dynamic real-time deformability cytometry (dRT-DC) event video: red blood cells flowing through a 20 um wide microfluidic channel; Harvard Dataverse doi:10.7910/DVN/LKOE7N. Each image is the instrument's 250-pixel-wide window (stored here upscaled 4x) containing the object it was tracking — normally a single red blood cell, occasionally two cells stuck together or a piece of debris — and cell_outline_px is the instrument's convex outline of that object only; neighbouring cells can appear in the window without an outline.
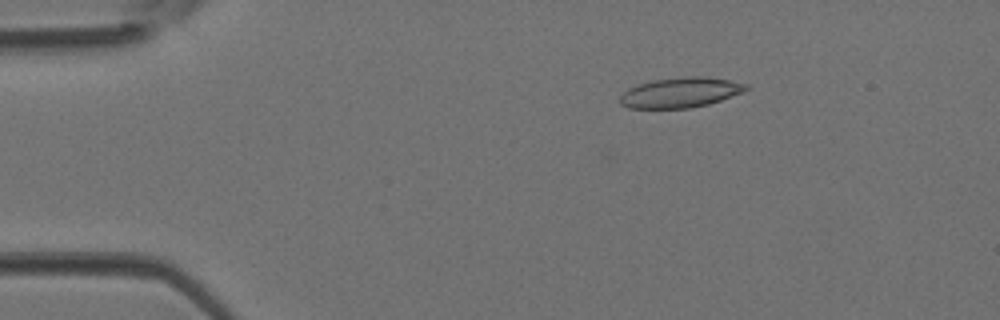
{"species": "Egyptian fruit bat (a non-hibernating species)", "species_latin": "Rousettus aegyptiacus", "temperature_condition": "room temperature", "stored_images_in_passage": 3, "camera_frame_rate_fps": 3000, "um_per_image_px": 0.085, "animal": {"sex": "female"}, "frame": {"image": 1, "passage_image": 1, "time_ms": 0.0, "image_size_px": [1000, 320], "cell_outline_px": [[752, 88], [744, 92], [708, 104], [688, 108], [628, 108], [620, 104], [620, 96], [628, 88], [636, 84], [652, 80], [684, 76], [708, 76], [748, 84]], "centroid_in_image_um": [57.85, 7.85], "position_along_channel_um": 27.1, "area_um2": 22.37}}